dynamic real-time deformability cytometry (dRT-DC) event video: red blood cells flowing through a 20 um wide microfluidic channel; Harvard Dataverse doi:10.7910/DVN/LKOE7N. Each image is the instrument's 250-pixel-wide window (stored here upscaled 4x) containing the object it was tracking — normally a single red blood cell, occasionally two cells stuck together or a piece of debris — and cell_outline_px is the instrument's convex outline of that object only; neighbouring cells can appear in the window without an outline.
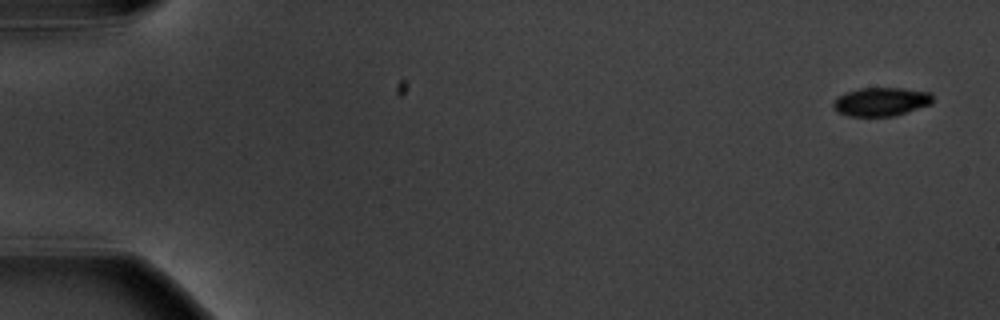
{"species": "common noctule bat (a hibernating species)", "species_latin": "Nyctalus noctula", "temperature_condition": "warm", "stored_images_in_passage": 6, "camera_frame_rate_fps": 3000, "um_per_image_px": 0.085, "animal": {"sex": "male", "body_mass_g": 20.1, "forearm_length_mm": 53.5}, "frame": {"image": 1, "passage_image": 1, "time_ms": 0.0, "image_size_px": [1000, 320], "cell_outline_px": [[932, 104], [896, 116], [848, 116], [836, 112], [832, 104], [836, 96], [860, 88], [904, 88], [932, 92]], "centroid_in_image_um": [74.9, 8.65], "position_along_channel_um": 10.1, "area_um2": 16.82}}
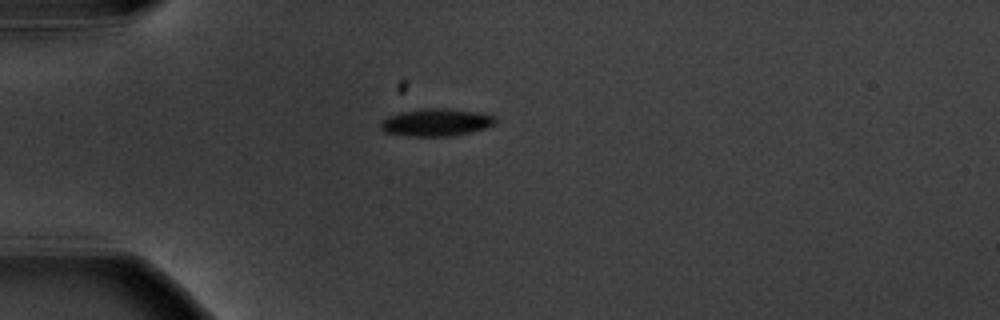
{"frame": {"image": 2, "passage_image": 5, "time_ms": 4.667, "image_size_px": [1000, 320], "cell_outline_px": [[496, 124], [484, 128], [468, 132], [448, 136], [408, 136], [384, 132], [380, 128], [380, 120], [388, 116], [400, 112], [420, 108], [448, 108], [484, 112], [496, 116]], "centroid_in_image_um": [37.07, 10.38], "position_along_channel_um": 47.9, "area_um2": 18.67}}